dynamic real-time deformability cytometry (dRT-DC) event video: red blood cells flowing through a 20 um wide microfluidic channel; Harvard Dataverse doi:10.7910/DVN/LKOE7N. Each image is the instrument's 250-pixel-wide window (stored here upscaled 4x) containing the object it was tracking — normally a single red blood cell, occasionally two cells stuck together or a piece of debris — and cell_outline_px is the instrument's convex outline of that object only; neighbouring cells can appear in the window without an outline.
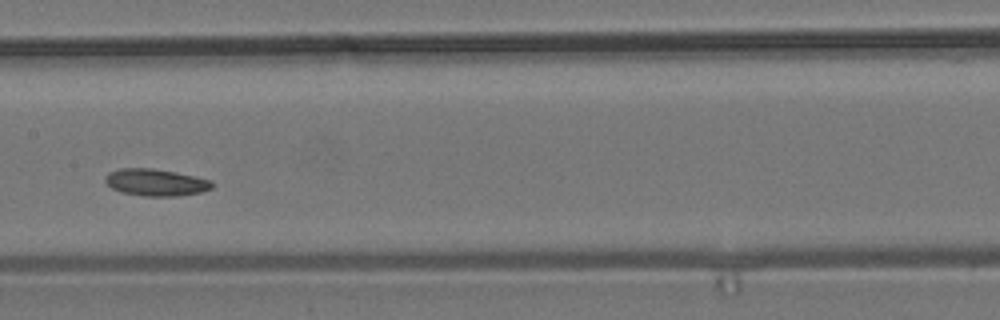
{"species": "common noctule bat (a hibernating species)", "species_latin": "Nyctalus noctula", "temperature_condition": "room temperature", "stored_images_in_passage": 9, "camera_frame_rate_fps": 3000, "um_per_image_px": 0.085, "animal": {"sex": "male", "body_mass_g": 19.2, "forearm_length_mm": 51.8}, "frame": {"image": 1, "passage_image": 6, "time_ms": 5.667, "image_size_px": [1000, 320], "cell_outline_px": [[216, 184], [212, 188], [200, 192], [176, 196], [144, 196], [120, 192], [112, 188], [104, 180], [104, 176], [108, 172], [120, 168], [152, 168], [176, 172], [212, 180]], "centroid_in_image_um": [13.24, 15.5], "position_along_channel_um": 194.2, "area_um2": 16.94}}
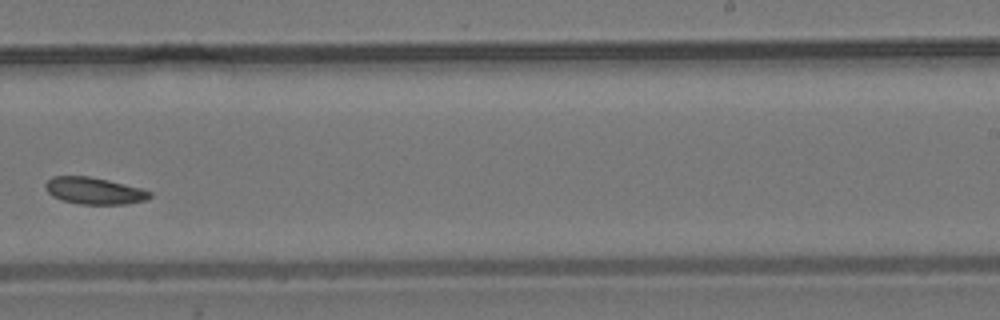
{"frame": {"image": 2, "passage_image": 8, "time_ms": 8.0, "image_size_px": [1000, 320], "cell_outline_px": [[152, 196], [148, 200], [128, 204], [76, 204], [60, 200], [52, 196], [48, 192], [44, 184], [52, 176], [88, 176], [108, 180], [140, 188], [152, 192]], "centroid_in_image_um": [8.01, 16.23], "position_along_channel_um": 281.0, "area_um2": 16.47}}
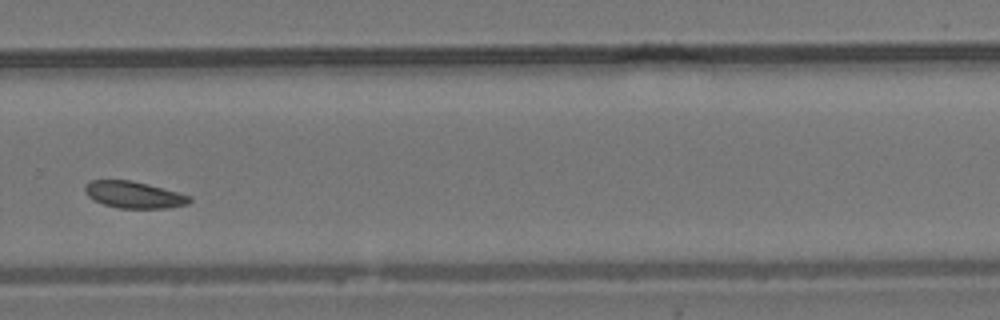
{"frame": {"image": 3, "passage_image": 9, "time_ms": 9.0, "image_size_px": [1000, 320], "cell_outline_px": [[192, 200], [188, 204], [168, 208], [120, 208], [104, 204], [92, 200], [88, 196], [84, 188], [84, 184], [92, 180], [132, 180], [148, 184], [192, 196]], "centroid_in_image_um": [11.38, 16.55], "position_along_channel_um": 318.4, "area_um2": 16.36}}